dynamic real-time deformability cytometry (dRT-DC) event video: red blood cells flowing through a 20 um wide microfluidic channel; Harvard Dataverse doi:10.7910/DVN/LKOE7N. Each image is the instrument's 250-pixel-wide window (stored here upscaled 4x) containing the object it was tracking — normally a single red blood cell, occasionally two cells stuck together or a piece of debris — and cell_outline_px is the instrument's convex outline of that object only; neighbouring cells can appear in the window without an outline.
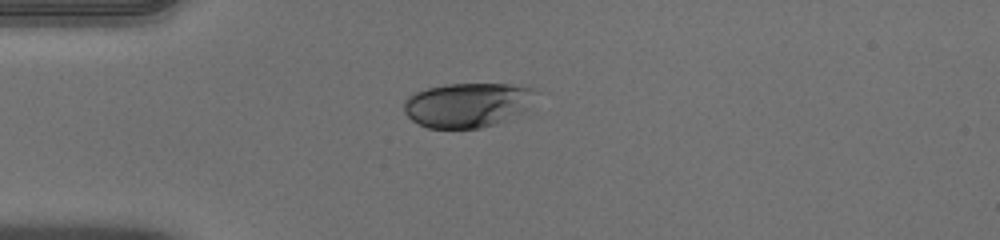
{"species": "human", "species_latin": "Homo sapiens", "temperature_condition": "warm", "stored_images_in_passage": 39, "camera_frame_rate_fps": 3000, "um_per_image_px": 0.085, "donor": {"sex": "male"}, "frame": {"image": 1, "passage_image": 1, "time_ms": 0.0, "image_size_px": [1000, 240], "cell_outline_px": [[532, 88], [528, 108], [496, 124], [480, 128], [428, 128], [412, 120], [404, 112], [404, 100], [408, 96], [416, 92], [428, 88], [448, 84], [508, 84]], "centroid_in_image_um": [39.64, 8.93], "position_along_channel_um": 45.4, "area_um2": 33.52}}
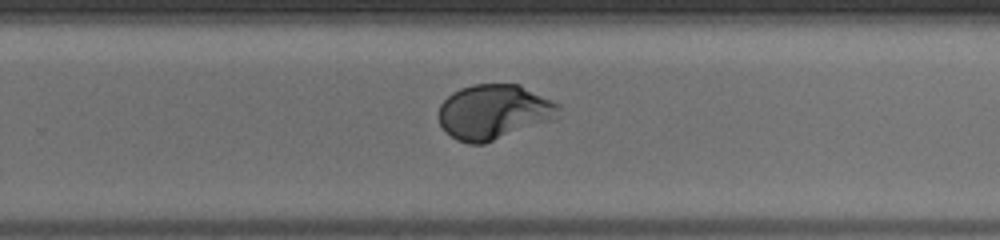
{"frame": {"image": 2, "passage_image": 21, "time_ms": 6.667, "image_size_px": [1000, 240], "cell_outline_px": [[560, 108], [556, 116], [548, 120], [484, 144], [468, 144], [456, 140], [440, 124], [440, 104], [452, 92], [460, 88], [472, 84], [520, 84], [560, 104]], "centroid_in_image_um": [41.95, 9.49], "position_along_channel_um": 287.9, "area_um2": 37.86}}
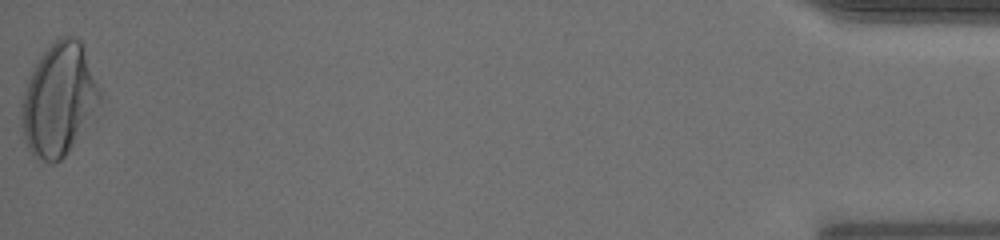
{"frame": {"image": 3, "passage_image": 39, "time_ms": 12.667, "image_size_px": [1000, 240], "cell_outline_px": [[100, 100], [96, 120], [64, 156], [56, 164], [52, 164], [32, 156], [24, 140], [20, 128], [20, 104], [28, 80], [40, 56], [60, 36], [76, 36], [84, 44], [100, 88]], "centroid_in_image_um": [5.04, 8.52], "position_along_channel_um": 430.2, "area_um2": 52.66}, "authors_computed_cell_mechanics": {"area_um2": 38.3214, "velocity_mm_per_s": 3.9713, "shape_relaxation_time_tau1_ms": 2.7678, "shape_relaxation_time_tau2_ms": null, "deformation_change_tau1": 0.1687, "deformation_change_tau2": null}}